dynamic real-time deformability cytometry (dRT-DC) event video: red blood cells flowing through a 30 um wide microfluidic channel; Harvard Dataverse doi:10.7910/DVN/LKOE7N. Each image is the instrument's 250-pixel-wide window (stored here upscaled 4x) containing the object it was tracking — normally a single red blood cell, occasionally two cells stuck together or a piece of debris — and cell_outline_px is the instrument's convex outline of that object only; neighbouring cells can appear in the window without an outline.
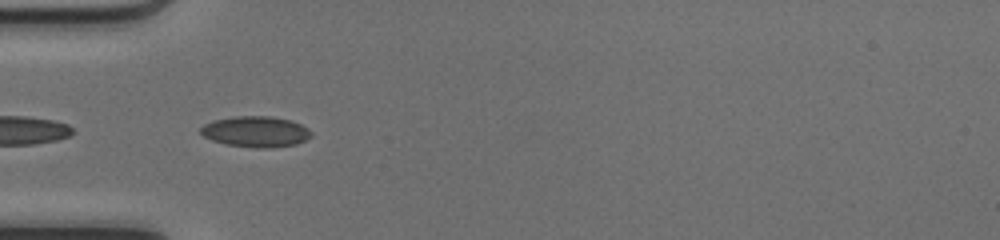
{"species": "common noctule bat (a hibernating species)", "species_latin": "Nyctalus noctula", "temperature_condition": "cold", "stored_images_in_passage": 31, "camera_frame_rate_fps": 3000, "um_per_image_px": 0.085, "animal": {"sex": "female", "body_mass_g": 17.0, "forearm_length_mm": 48.0}, "frame": {"image": 1, "passage_image": 16, "time_ms": 5.0, "image_size_px": [1000, 240], "cell_outline_px": [[312, 136], [296, 144], [268, 148], [260, 148], [224, 144], [212, 140], [204, 136], [200, 132], [200, 128], [204, 124], [212, 120], [236, 116], [268, 116], [292, 120], [308, 128], [312, 132]], "centroid_in_image_um": [21.73, 11.18], "position_along_channel_um": 63.3, "area_um2": 19.88}}
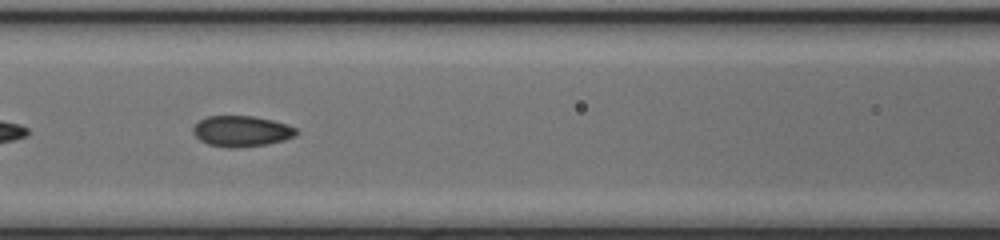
{"frame": {"image": 2, "passage_image": 22, "time_ms": 7.0, "image_size_px": [1000, 240], "cell_outline_px": [[300, 132], [296, 136], [284, 140], [268, 144], [236, 148], [228, 148], [208, 144], [200, 140], [192, 132], [192, 128], [200, 120], [208, 116], [256, 116], [272, 120], [296, 128]], "centroid_in_image_um": [20.54, 11.16], "position_along_channel_um": 146.1, "area_um2": 18.61}}
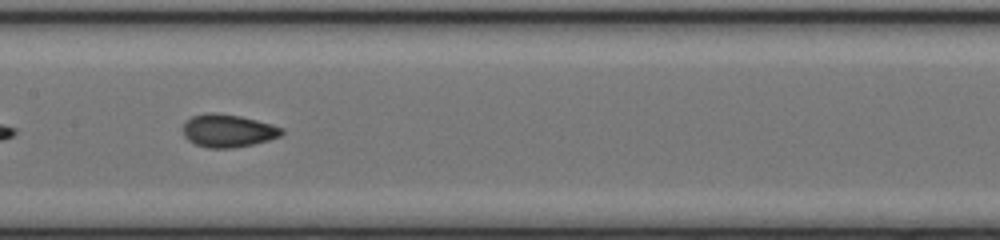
{"frame": {"image": 3, "passage_image": 25, "time_ms": 8.0, "image_size_px": [1000, 240], "cell_outline_px": [[284, 132], [280, 136], [268, 140], [252, 144], [232, 148], [208, 148], [196, 144], [188, 140], [184, 136], [184, 124], [192, 116], [212, 112], [216, 112], [240, 116], [272, 124], [284, 128]], "centroid_in_image_um": [19.4, 11.11], "position_along_channel_um": 188.0, "area_um2": 18.79}}